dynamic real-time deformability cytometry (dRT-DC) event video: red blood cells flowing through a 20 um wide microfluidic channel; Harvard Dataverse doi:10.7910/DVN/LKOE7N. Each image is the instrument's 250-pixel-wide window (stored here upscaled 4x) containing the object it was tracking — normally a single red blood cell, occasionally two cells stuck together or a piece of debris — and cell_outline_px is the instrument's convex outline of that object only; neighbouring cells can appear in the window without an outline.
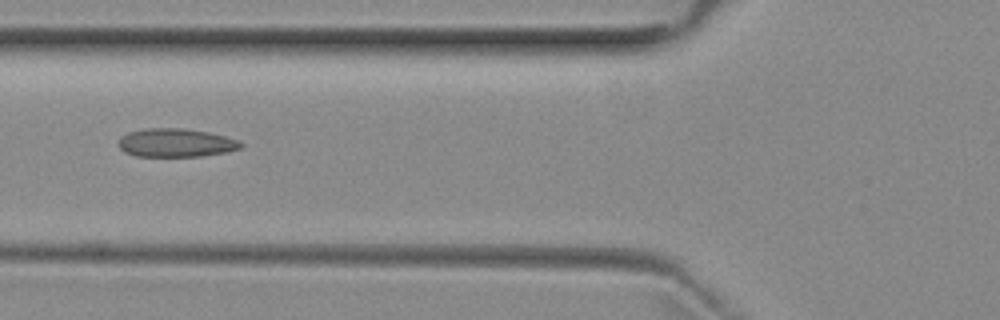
{"species": "common noctule bat (a hibernating species)", "species_latin": "Nyctalus noctula", "temperature_condition": "room temperature", "stored_images_in_passage": 4, "camera_frame_rate_fps": 3000, "um_per_image_px": 0.085, "animal": {"sex": "female", "body_mass_g": 29.2, "forearm_length_mm": 56.3}, "frame": {"image": 1, "passage_image": 3, "time_ms": 2.333, "image_size_px": [1000, 320], "cell_outline_px": [[244, 144], [240, 148], [224, 152], [204, 156], [136, 156], [124, 152], [116, 144], [120, 136], [128, 132], [148, 128], [184, 128], [208, 132], [240, 140]], "centroid_in_image_um": [14.91, 12.13], "position_along_channel_um": 110.9, "area_um2": 20.4}}
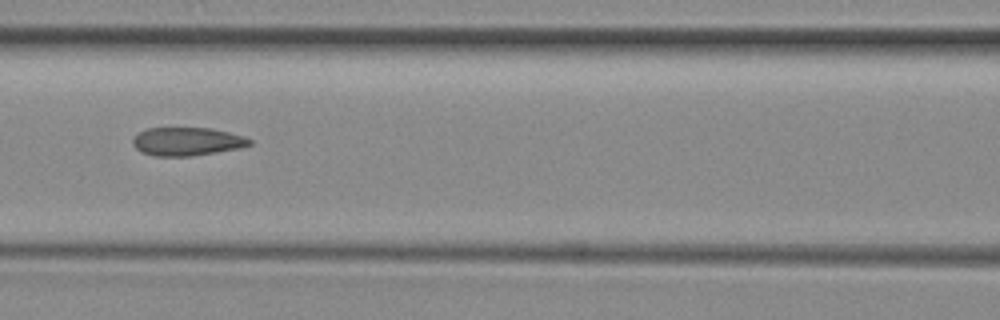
{"frame": {"image": 2, "passage_image": 4, "time_ms": 3.333, "image_size_px": [1000, 320], "cell_outline_px": [[252, 144], [240, 148], [192, 156], [152, 156], [140, 152], [132, 144], [132, 136], [148, 128], [212, 128], [244, 136], [252, 140]], "centroid_in_image_um": [15.87, 12.03], "position_along_channel_um": 150.7, "area_um2": 19.42}}